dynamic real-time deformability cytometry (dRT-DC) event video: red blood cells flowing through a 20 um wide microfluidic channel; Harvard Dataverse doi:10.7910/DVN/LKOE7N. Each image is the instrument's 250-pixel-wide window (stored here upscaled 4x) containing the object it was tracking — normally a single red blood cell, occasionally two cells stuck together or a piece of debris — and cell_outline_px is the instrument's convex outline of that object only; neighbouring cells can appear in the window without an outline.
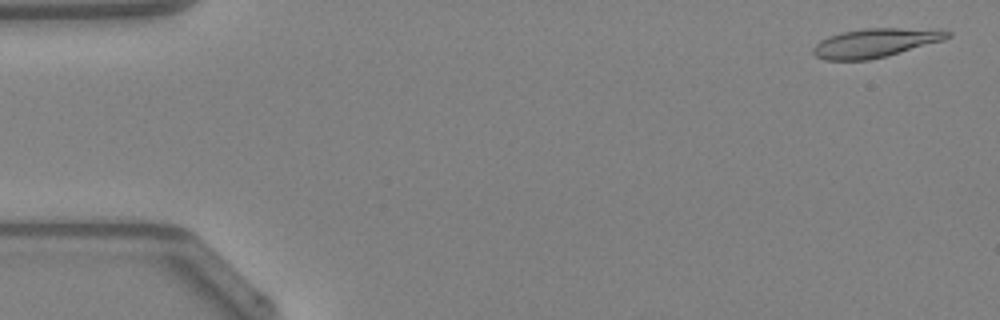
{"species": "Egyptian fruit bat (a non-hibernating species)", "species_latin": "Rousettus aegyptiacus", "temperature_condition": "warm", "stored_images_in_passage": 48, "camera_frame_rate_fps": 3000, "um_per_image_px": 0.085, "animal": {"sex": "female"}, "frame": {"image": 1, "passage_image": 2, "time_ms": 0.333, "image_size_px": [1000, 320], "cell_outline_px": [[952, 36], [944, 40], [900, 52], [868, 60], [824, 60], [816, 56], [812, 52], [812, 48], [820, 40], [828, 36], [844, 32], [868, 28], [900, 28], [952, 32]], "centroid_in_image_um": [74.34, 3.66], "position_along_channel_um": 10.7, "area_um2": 22.14}}
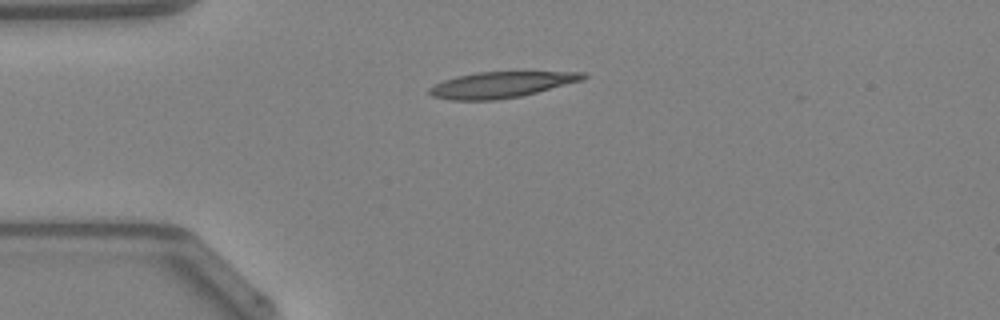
{"frame": {"image": 2, "passage_image": 12, "time_ms": 3.667, "image_size_px": [1000, 320], "cell_outline_px": [[588, 76], [584, 80], [520, 96], [496, 100], [448, 100], [432, 96], [428, 92], [428, 88], [444, 80], [456, 76], [476, 72], [584, 72]], "centroid_in_image_um": [42.58, 7.2], "position_along_channel_um": 42.4, "area_um2": 23.18}}
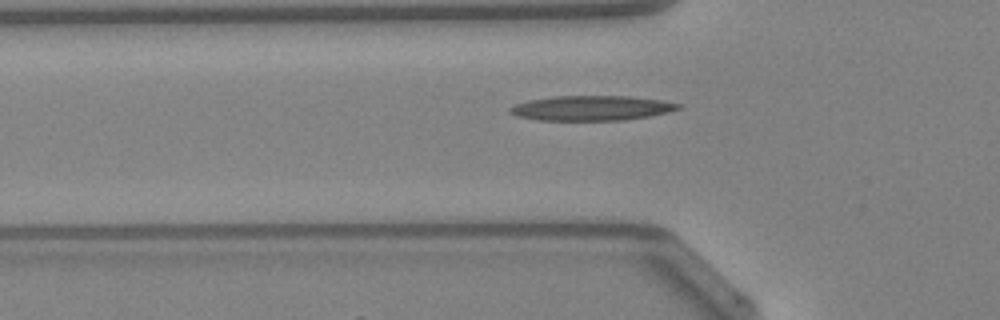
{"frame": {"image": 3, "passage_image": 16, "time_ms": 5.0, "image_size_px": [1000, 320], "cell_outline_px": [[684, 108], [668, 112], [648, 116], [620, 120], [536, 120], [516, 116], [508, 112], [508, 108], [516, 104], [528, 100], [552, 96], [632, 96], [660, 100], [680, 104]], "centroid_in_image_um": [50.25, 9.18], "position_along_channel_um": 75.6, "area_um2": 24.45}}